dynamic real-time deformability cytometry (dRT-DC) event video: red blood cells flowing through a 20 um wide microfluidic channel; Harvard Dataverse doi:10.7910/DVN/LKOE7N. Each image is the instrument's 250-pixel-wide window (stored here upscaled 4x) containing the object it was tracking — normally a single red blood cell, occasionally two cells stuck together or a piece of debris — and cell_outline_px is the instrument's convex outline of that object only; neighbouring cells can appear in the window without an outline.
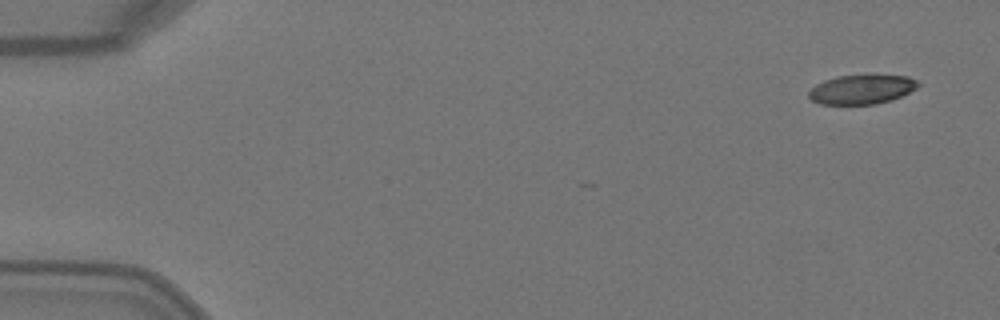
{"species": "Egyptian fruit bat (a non-hibernating species)", "species_latin": "Rousettus aegyptiacus", "temperature_condition": "warm", "stored_images_in_passage": 6, "camera_frame_rate_fps": 3000, "um_per_image_px": 0.085, "animal": {"sex": "female"}, "frame": {"image": 1, "passage_image": 1, "time_ms": 0.0, "image_size_px": [1000, 320], "cell_outline_px": [[920, 84], [916, 88], [892, 100], [876, 104], [820, 104], [812, 100], [808, 96], [808, 92], [816, 84], [824, 80], [836, 76], [908, 76], [916, 80]], "centroid_in_image_um": [73.21, 7.61], "position_along_channel_um": 11.8, "area_um2": 18.38}}
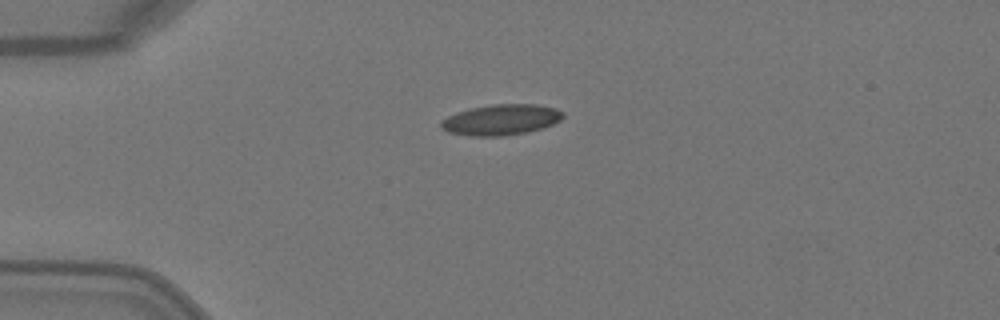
{"frame": {"image": 2, "passage_image": 4, "time_ms": 1.0, "image_size_px": [1000, 320], "cell_outline_px": [[564, 116], [560, 120], [544, 128], [528, 132], [500, 136], [472, 136], [448, 132], [440, 124], [440, 120], [456, 112], [468, 108], [492, 104], [536, 104], [556, 108], [564, 112]], "centroid_in_image_um": [42.6, 10.17], "position_along_channel_um": 42.4, "area_um2": 21.96}}
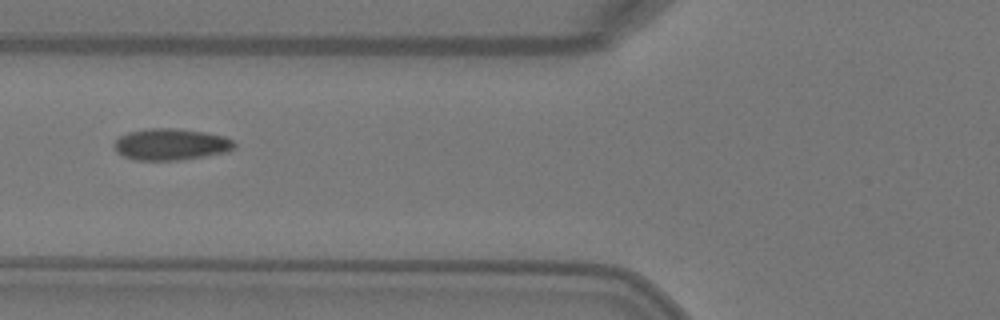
{"frame": {"image": 3, "passage_image": 6, "time_ms": 1.667, "image_size_px": [1000, 320], "cell_outline_px": [[236, 148], [228, 152], [204, 156], [176, 160], [136, 160], [124, 156], [116, 152], [112, 144], [120, 136], [128, 132], [148, 128], [176, 128], [204, 132], [224, 136], [232, 140], [236, 144]], "centroid_in_image_um": [14.52, 12.26], "position_along_channel_um": 111.3, "area_um2": 22.2}}